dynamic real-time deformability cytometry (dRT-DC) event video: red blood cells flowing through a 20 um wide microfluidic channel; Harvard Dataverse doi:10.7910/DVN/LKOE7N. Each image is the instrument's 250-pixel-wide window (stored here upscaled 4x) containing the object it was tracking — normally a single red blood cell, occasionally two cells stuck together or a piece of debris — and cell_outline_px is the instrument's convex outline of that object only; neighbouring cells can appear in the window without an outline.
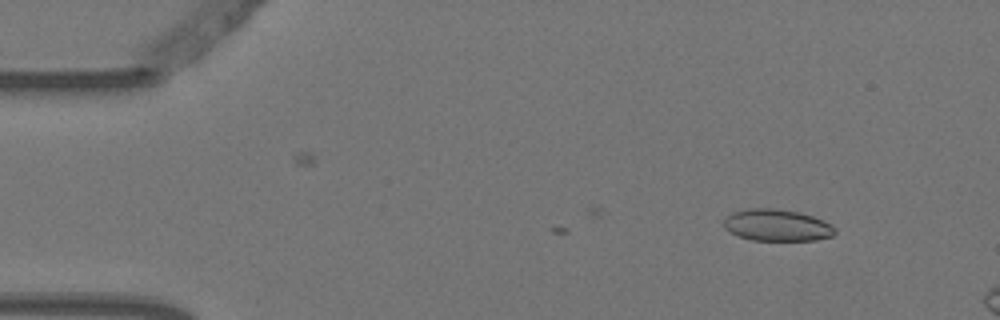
{"species": "Egyptian fruit bat (a non-hibernating species)", "species_latin": "Rousettus aegyptiacus", "temperature_condition": "warm", "stored_images_in_passage": 4, "camera_frame_rate_fps": 3000, "um_per_image_px": 0.085, "animal": {"sex": "female"}, "frame": {"image": 1, "passage_image": 4, "time_ms": 1.0, "image_size_px": [1000, 320], "cell_outline_px": [[836, 232], [832, 236], [816, 240], [752, 240], [740, 236], [724, 228], [724, 220], [732, 212], [748, 208], [772, 208], [800, 212], [812, 216], [832, 224], [836, 228]], "centroid_in_image_um": [66.07, 19.14], "position_along_channel_um": 18.9, "area_um2": 20.52}}